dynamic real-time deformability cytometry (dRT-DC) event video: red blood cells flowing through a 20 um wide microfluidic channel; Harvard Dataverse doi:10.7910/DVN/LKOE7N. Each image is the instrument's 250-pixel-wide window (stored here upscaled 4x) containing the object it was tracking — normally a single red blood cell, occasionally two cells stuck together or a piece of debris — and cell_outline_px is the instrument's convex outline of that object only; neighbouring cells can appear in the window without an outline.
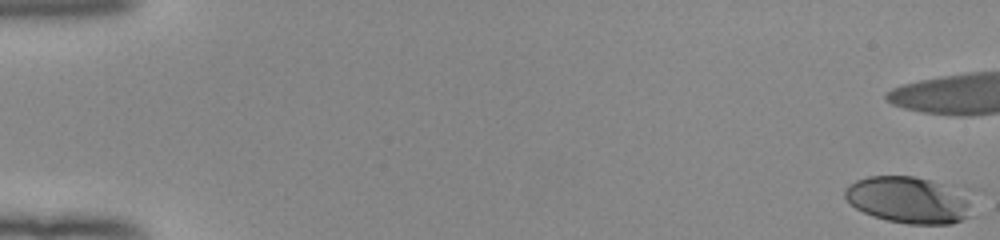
{"species": "human", "species_latin": "Homo sapiens", "temperature_condition": "room temperature", "stored_images_in_passage": 43, "camera_frame_rate_fps": 3000, "um_per_image_px": 0.085, "donor": {"sex": "female"}, "frame": {"image": 1, "passage_image": 1, "time_ms": 0.0, "image_size_px": [1000, 240], "cell_outline_px": [[976, 192], [972, 216], [952, 224], [908, 224], [888, 220], [872, 216], [856, 208], [844, 196], [844, 188], [848, 184], [856, 180], [868, 176], [912, 176], [968, 184], [976, 188]], "centroid_in_image_um": [77.54, 16.94], "position_along_channel_um": 7.5, "area_um2": 37.34}}